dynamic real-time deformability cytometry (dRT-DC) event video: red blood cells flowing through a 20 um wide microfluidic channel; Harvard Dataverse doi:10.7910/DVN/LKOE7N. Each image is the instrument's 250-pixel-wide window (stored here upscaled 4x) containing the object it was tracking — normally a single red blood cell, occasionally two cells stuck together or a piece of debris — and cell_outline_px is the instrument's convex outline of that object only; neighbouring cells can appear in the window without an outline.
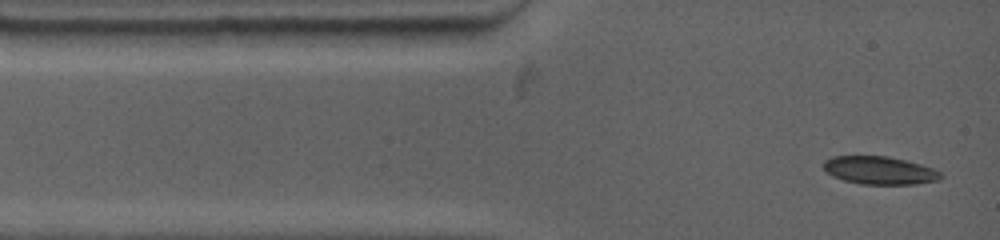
{"species": "common noctule bat (a hibernating species)", "species_latin": "Nyctalus noctula", "temperature_condition": "warm", "stored_images_in_passage": 48, "camera_frame_rate_fps": 4500, "um_per_image_px": 0.085, "animal": {"sex": "female", "body_mass_g": 19.0, "forearm_length_mm": 53.3}, "frame": {"image": 1, "passage_image": 1, "time_ms": 0.0, "image_size_px": [1000, 240], "cell_outline_px": [[944, 176], [936, 180], [916, 184], [860, 184], [844, 180], [832, 176], [824, 168], [824, 160], [832, 156], [888, 156], [920, 164], [932, 168], [940, 172]], "centroid_in_image_um": [74.75, 14.48], "position_along_channel_um": 10.3, "area_um2": 18.96}}
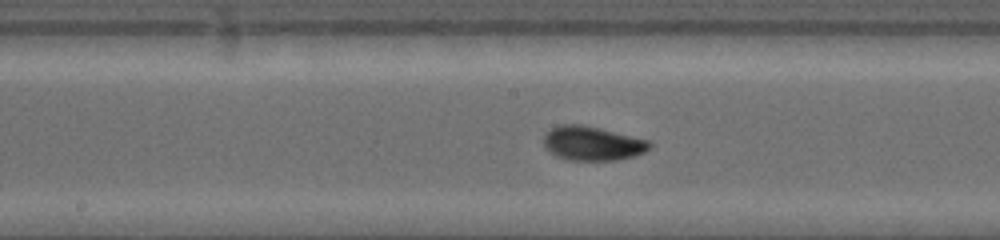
{"frame": {"image": 2, "passage_image": 19, "time_ms": 5.778, "image_size_px": [1000, 240], "cell_outline_px": [[652, 148], [644, 152], [632, 156], [616, 160], [564, 160], [548, 152], [544, 148], [544, 132], [560, 124], [584, 124], [648, 140], [652, 144]], "centroid_in_image_um": [50.3, 12.18], "position_along_channel_um": 197.9, "area_um2": 21.33}}
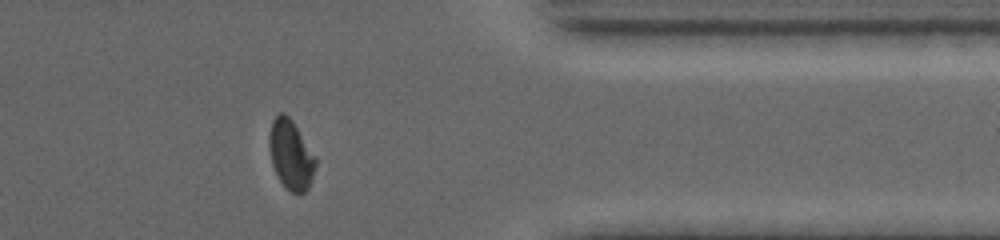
{"frame": {"image": 3, "passage_image": 42, "time_ms": 11.111, "image_size_px": [1000, 240], "cell_outline_px": [[316, 164], [312, 180], [308, 188], [300, 196], [292, 192], [280, 180], [272, 164], [268, 144], [268, 136], [272, 120], [280, 112], [284, 112], [292, 120], [316, 156]], "centroid_in_image_um": [24.73, 13.14], "position_along_channel_um": 386.7, "area_um2": 18.84}, "authors_computed_cell_mechanics": {"area_um2": 19.9988, "velocity_mm_per_s": 3.8451, "shape_relaxation_time_tau1_ms": 5.1238, "shape_relaxation_time_tau2_ms": null, "deformation_change_tau1": 0.1702, "deformation_change_tau2": null}}